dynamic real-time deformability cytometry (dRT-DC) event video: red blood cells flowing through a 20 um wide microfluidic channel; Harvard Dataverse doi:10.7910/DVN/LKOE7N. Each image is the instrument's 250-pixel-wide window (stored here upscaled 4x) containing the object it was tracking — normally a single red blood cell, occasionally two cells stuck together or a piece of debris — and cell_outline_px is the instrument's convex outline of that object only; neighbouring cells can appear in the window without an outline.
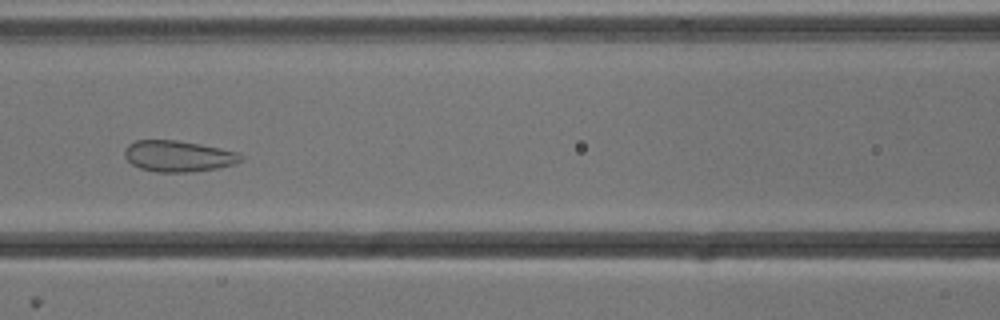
{"species": "common noctule bat (a hibernating species)", "species_latin": "Nyctalus noctula", "temperature_condition": "cold", "stored_images_in_passage": 45, "camera_frame_rate_fps": 3000, "um_per_image_px": 0.085, "animal": {"sex": "male", "body_mass_g": 13.3}, "frame": {"image": 1, "passage_image": 15, "time_ms": 4.667, "image_size_px": [1000, 320], "cell_outline_px": [[244, 160], [236, 164], [216, 168], [188, 172], [156, 172], [140, 168], [132, 164], [124, 156], [124, 148], [128, 144], [136, 140], [176, 140], [200, 144], [240, 152], [244, 156]], "centroid_in_image_um": [15.18, 13.27], "position_along_channel_um": 151.4, "area_um2": 21.27}}
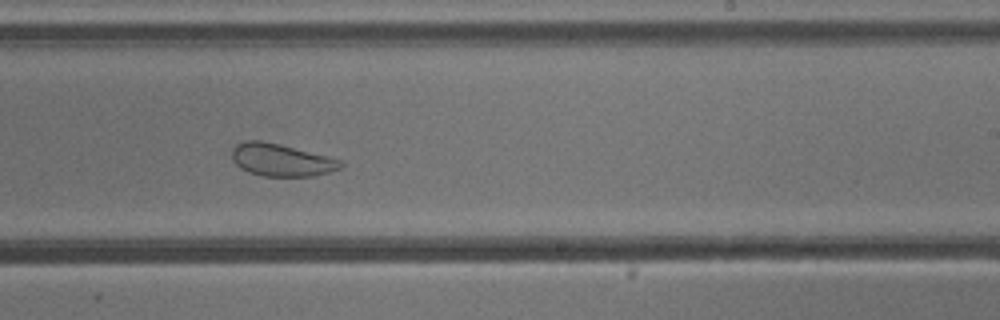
{"frame": {"image": 2, "passage_image": 24, "time_ms": 7.667, "image_size_px": [1000, 320], "cell_outline_px": [[344, 164], [340, 168], [316, 176], [260, 176], [248, 172], [240, 168], [232, 160], [232, 148], [236, 144], [244, 140], [260, 140], [280, 144], [328, 156], [340, 160]], "centroid_in_image_um": [23.87, 13.59], "position_along_channel_um": 265.1, "area_um2": 20.69}}
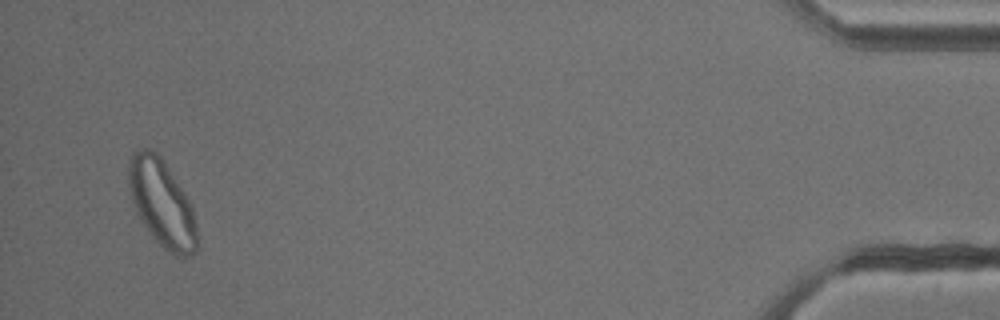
{"frame": {"image": 3, "passage_image": 43, "time_ms": 14.0, "image_size_px": [1000, 320], "cell_outline_px": [[196, 252], [192, 256], [180, 260], [172, 256], [148, 232], [140, 220], [136, 212], [128, 188], [128, 164], [132, 152], [140, 148], [152, 148], [164, 160], [184, 192], [192, 208], [196, 228]], "centroid_in_image_um": [13.74, 17.29], "position_along_channel_um": 421.5, "area_um2": 35.08}, "authors_computed_cell_mechanics": {"area_um2": 28.0908, "velocity_mm_per_s": 3.7972, "shape_relaxation_time_tau1_ms": null, "shape_relaxation_time_tau2_ms": 1.0006, "deformation_change_tau1": null, "deformation_change_tau2": 0.0795}}